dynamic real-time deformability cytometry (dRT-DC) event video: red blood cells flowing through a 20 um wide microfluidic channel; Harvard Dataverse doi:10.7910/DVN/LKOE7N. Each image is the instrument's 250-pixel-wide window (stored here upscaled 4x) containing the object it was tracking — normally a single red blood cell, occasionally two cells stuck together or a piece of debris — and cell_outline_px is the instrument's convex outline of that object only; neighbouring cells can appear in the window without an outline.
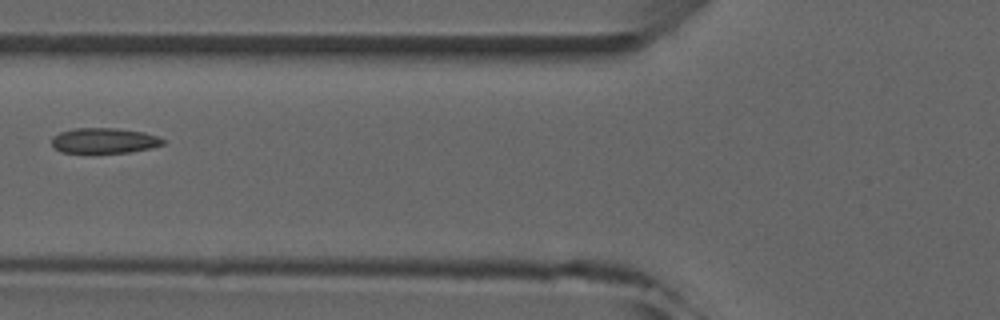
{"species": "common noctule bat (a hibernating species)", "species_latin": "Nyctalus noctula", "temperature_condition": "room temperature", "stored_images_in_passage": 7, "camera_frame_rate_fps": 3000, "um_per_image_px": 0.085, "animal": {"sex": "male", "forearm_length_mm": 52.5}, "frame": {"image": 1, "passage_image": 5, "time_ms": 5.333, "image_size_px": [1000, 320], "cell_outline_px": [[164, 144], [148, 148], [128, 152], [60, 152], [52, 144], [52, 136], [60, 132], [72, 128], [116, 128], [144, 132], [156, 136], [164, 140]], "centroid_in_image_um": [8.82, 11.93], "position_along_channel_um": 117.0, "area_um2": 16.18}}
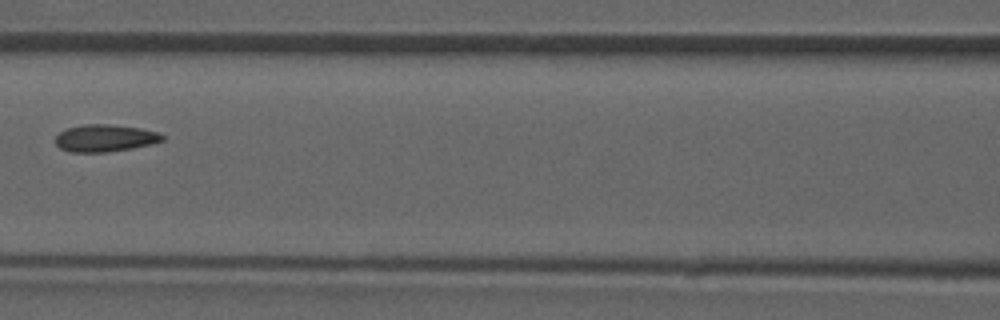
{"frame": {"image": 2, "passage_image": 6, "time_ms": 6.333, "image_size_px": [1000, 320], "cell_outline_px": [[164, 140], [152, 144], [132, 148], [108, 152], [72, 152], [60, 148], [56, 144], [56, 136], [60, 132], [68, 128], [84, 124], [108, 124], [140, 128], [160, 132], [164, 136]], "centroid_in_image_um": [8.96, 11.74], "position_along_channel_um": 157.6, "area_um2": 16.94}}